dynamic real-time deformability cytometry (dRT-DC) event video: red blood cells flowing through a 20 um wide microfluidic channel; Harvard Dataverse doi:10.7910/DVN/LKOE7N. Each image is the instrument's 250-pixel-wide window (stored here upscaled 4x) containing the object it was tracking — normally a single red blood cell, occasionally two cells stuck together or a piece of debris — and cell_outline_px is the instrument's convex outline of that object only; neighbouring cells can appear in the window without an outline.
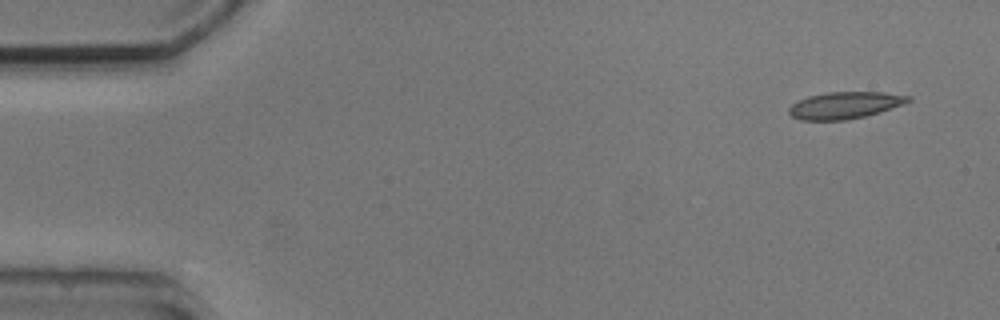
{"species": "common noctule bat (a hibernating species)", "species_latin": "Nyctalus noctula", "temperature_condition": "cold", "stored_images_in_passage": 2, "camera_frame_rate_fps": 3000, "um_per_image_px": 0.085, "animal": {"sex": "male", "body_mass_g": 20.5, "forearm_length_mm": 52.5}, "frame": {"image": 1, "passage_image": 2, "time_ms": 2.333, "image_size_px": [1000, 320], "cell_outline_px": [[912, 100], [904, 104], [880, 112], [864, 116], [844, 120], [800, 120], [792, 116], [788, 112], [788, 108], [792, 104], [808, 96], [828, 92], [884, 92], [912, 96]], "centroid_in_image_um": [71.84, 8.94], "position_along_channel_um": 13.2, "area_um2": 18.67}}